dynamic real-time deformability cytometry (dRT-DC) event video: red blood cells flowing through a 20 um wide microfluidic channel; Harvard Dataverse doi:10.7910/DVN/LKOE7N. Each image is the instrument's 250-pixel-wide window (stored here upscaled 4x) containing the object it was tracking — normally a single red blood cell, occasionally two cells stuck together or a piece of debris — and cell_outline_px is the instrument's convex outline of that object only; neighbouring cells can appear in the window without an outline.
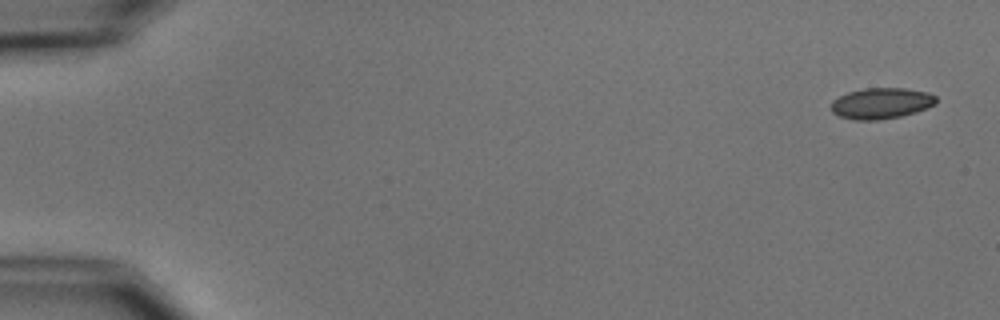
{"species": "common noctule bat (a hibernating species)", "species_latin": "Nyctalus noctula", "temperature_condition": "cold", "stored_images_in_passage": 5, "camera_frame_rate_fps": 3000, "um_per_image_px": 0.085, "animal": {"sex": "male", "body_mass_g": 15.6}, "frame": {"image": 1, "passage_image": 1, "time_ms": 0.0, "image_size_px": [1000, 320], "cell_outline_px": [[936, 104], [916, 112], [900, 116], [876, 120], [856, 120], [840, 116], [832, 112], [832, 100], [848, 92], [864, 88], [904, 88], [928, 92], [936, 96]], "centroid_in_image_um": [74.92, 8.77], "position_along_channel_um": 10.1, "area_um2": 18.84}}
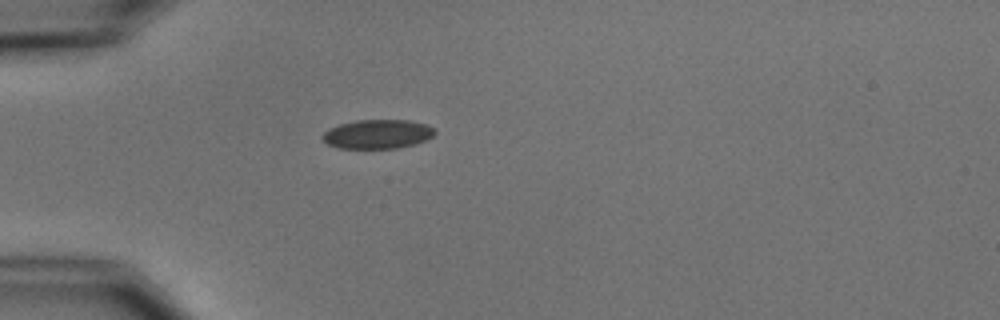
{"frame": {"image": 2, "passage_image": 5, "time_ms": 4.667, "image_size_px": [1000, 320], "cell_outline_px": [[436, 132], [432, 136], [424, 140], [400, 148], [336, 148], [328, 144], [320, 136], [328, 128], [340, 124], [356, 120], [408, 120], [424, 124], [432, 128]], "centroid_in_image_um": [32.03, 11.4], "position_along_channel_um": 53.0, "area_um2": 18.9}}